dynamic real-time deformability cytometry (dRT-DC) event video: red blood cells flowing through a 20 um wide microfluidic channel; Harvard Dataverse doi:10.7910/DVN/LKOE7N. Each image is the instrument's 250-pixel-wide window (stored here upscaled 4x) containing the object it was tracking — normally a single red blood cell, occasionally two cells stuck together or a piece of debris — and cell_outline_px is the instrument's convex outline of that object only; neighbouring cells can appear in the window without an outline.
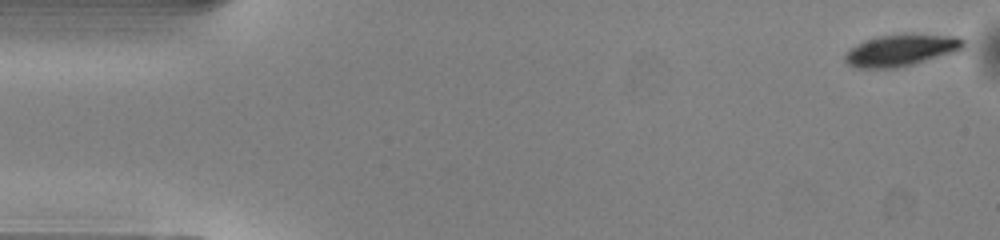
{"species": "common noctule bat (a hibernating species)", "species_latin": "Nyctalus noctula", "temperature_condition": "warm", "stored_images_in_passage": 46, "camera_frame_rate_fps": 3000, "um_per_image_px": 0.085, "animal": {"sex": "male", "body_mass_g": 13.0, "forearm_length_mm": 53.1}, "frame": {"image": 1, "passage_image": 1, "time_ms": 0.0, "image_size_px": [1000, 240], "cell_outline_px": [[964, 48], [960, 52], [896, 68], [856, 68], [848, 64], [844, 60], [844, 56], [856, 44], [864, 40], [876, 36], [904, 32], [912, 32], [960, 36], [964, 40]], "centroid_in_image_um": [76.68, 4.23], "position_along_channel_um": 8.3, "area_um2": 22.77}}
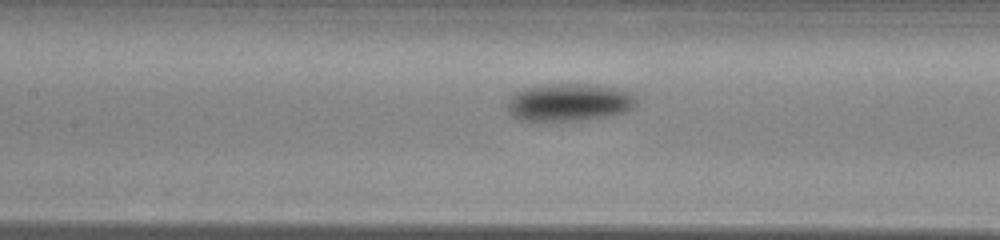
{"frame": {"image": 2, "passage_image": 22, "time_ms": 7.0, "image_size_px": [1000, 240], "cell_outline_px": [[636, 104], [632, 108], [624, 112], [608, 116], [580, 120], [520, 120], [512, 116], [508, 112], [508, 100], [516, 92], [524, 88], [544, 84], [596, 84], [620, 88], [632, 92], [636, 100]], "centroid_in_image_um": [48.4, 8.68], "position_along_channel_um": 159.0, "area_um2": 28.38}}
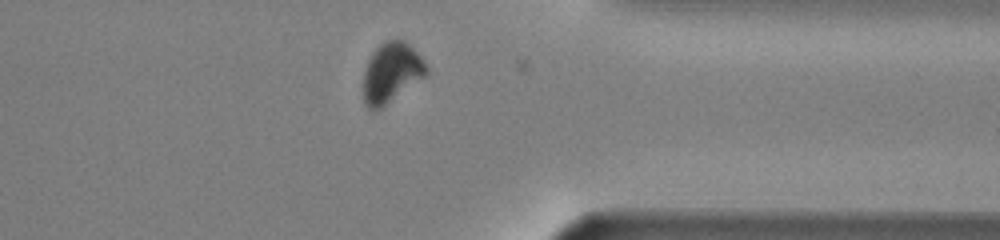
{"frame": {"image": 3, "passage_image": 39, "time_ms": 12.667, "image_size_px": [1000, 240], "cell_outline_px": [[428, 72], [424, 76], [376, 112], [372, 112], [364, 104], [364, 72], [368, 60], [372, 52], [384, 40], [404, 40], [424, 60], [428, 68]], "centroid_in_image_um": [33.24, 6.19], "position_along_channel_um": 378.2, "area_um2": 21.85}, "authors_computed_cell_mechanics": {"area_um2": 25.432, "velocity_mm_per_s": 4.0372, "shape_relaxation_time_tau1_ms": 1.2448, "shape_relaxation_time_tau2_ms": null, "deformation_change_tau1": 0.0924, "deformation_change_tau2": null}}